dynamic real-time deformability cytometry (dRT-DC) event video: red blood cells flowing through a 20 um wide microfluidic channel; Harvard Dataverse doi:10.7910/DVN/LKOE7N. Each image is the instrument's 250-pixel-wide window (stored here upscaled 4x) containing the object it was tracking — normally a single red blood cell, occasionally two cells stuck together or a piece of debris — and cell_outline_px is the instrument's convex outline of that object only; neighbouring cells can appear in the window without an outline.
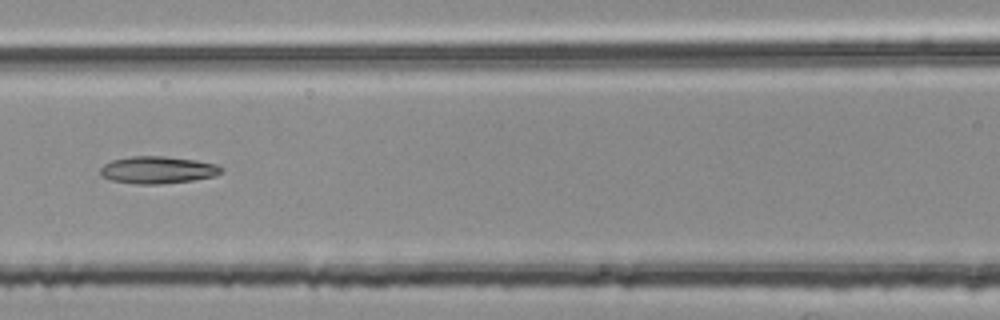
{"species": "common noctule bat (a hibernating species)", "species_latin": "Nyctalus noctula", "temperature_condition": "room temperature", "stored_images_in_passage": 4, "camera_frame_rate_fps": 3000, "um_per_image_px": 0.085, "animal": {"sex": "female", "body_mass_g": 25.1}, "frame": {"image": 1, "passage_image": 4, "time_ms": 1.0, "image_size_px": [1000, 320], "cell_outline_px": [[224, 168], [216, 176], [192, 180], [160, 184], [136, 184], [112, 180], [100, 176], [100, 168], [104, 164], [112, 160], [132, 156], [164, 156], [196, 160], [216, 164]], "centroid_in_image_um": [13.39, 14.44], "position_along_channel_um": 153.2, "area_um2": 19.19}}